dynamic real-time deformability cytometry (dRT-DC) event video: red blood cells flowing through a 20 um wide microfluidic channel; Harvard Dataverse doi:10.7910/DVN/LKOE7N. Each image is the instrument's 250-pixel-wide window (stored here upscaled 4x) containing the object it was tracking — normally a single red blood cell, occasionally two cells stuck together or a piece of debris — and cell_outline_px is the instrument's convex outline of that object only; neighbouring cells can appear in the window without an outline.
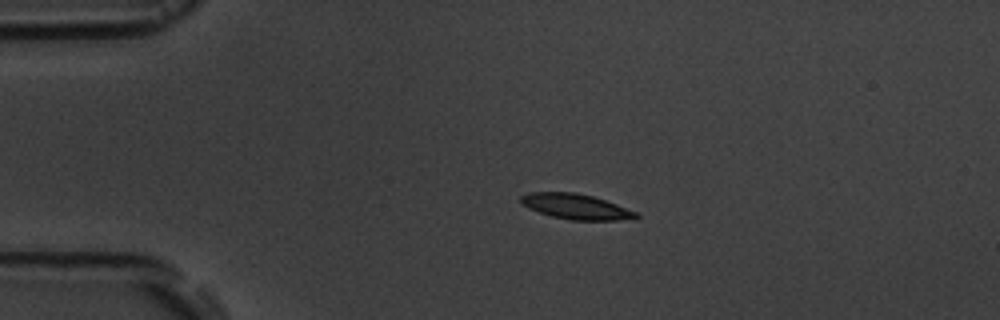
{"species": "common noctule bat (a hibernating species)", "species_latin": "Nyctalus noctula", "temperature_condition": "room temperature", "stored_images_in_passage": 2, "camera_frame_rate_fps": 3000, "um_per_image_px": 0.085, "animal": {"sex": "male", "body_mass_g": 19.5, "forearm_length_mm": 54.6}, "frame": {"image": 1, "passage_image": 1, "time_ms": 0.0, "image_size_px": [1000, 320], "cell_outline_px": [[640, 216], [616, 220], [572, 220], [552, 216], [528, 208], [520, 200], [520, 196], [528, 192], [576, 192], [592, 196], [616, 204], [636, 212]], "centroid_in_image_um": [48.9, 17.54], "position_along_channel_um": 36.1, "area_um2": 16.65}}